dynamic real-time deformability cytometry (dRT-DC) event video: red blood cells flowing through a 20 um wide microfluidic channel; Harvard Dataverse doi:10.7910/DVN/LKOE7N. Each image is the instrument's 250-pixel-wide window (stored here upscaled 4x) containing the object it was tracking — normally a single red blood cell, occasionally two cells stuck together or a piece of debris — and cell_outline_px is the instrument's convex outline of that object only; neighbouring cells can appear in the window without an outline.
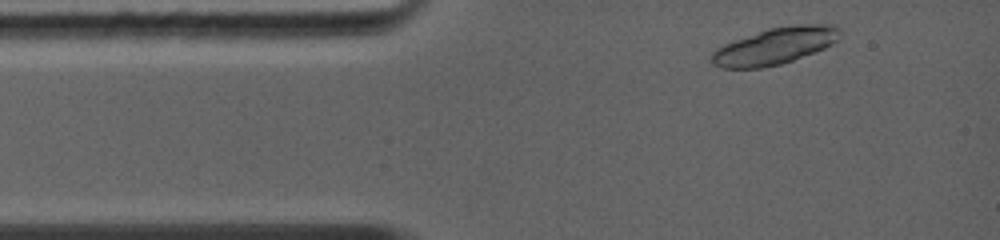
{"species": "common noctule bat (a hibernating species)", "species_latin": "Nyctalus noctula", "temperature_condition": "warm", "stored_images_in_passage": 2, "camera_frame_rate_fps": 5000, "um_per_image_px": 0.085, "animal": {"sex": "female", "body_mass_g": 19.0, "forearm_length_mm": 56.7}, "frame": {"image": 1, "passage_image": 1, "time_ms": 0.0, "image_size_px": [1000, 240], "cell_outline_px": [[840, 40], [824, 48], [792, 60], [780, 64], [760, 68], [720, 68], [712, 64], [712, 52], [716, 48], [724, 44], [768, 28], [796, 24], [836, 24], [840, 28]], "centroid_in_image_um": [65.9, 3.89], "position_along_channel_um": 19.1, "area_um2": 27.46}}